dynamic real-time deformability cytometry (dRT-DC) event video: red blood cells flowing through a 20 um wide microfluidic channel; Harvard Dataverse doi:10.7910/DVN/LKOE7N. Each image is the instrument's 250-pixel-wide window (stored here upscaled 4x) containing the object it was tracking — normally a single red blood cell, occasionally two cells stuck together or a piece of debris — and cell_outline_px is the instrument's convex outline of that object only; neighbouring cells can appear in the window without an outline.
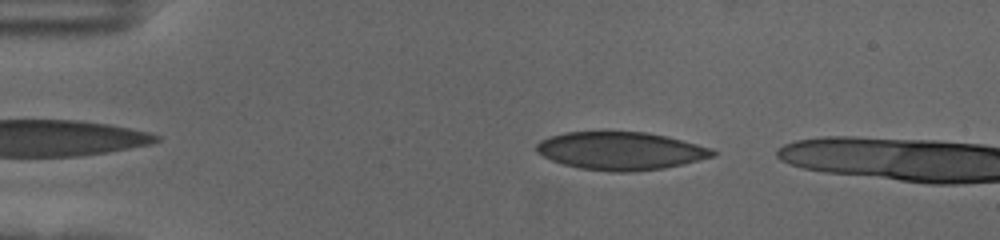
{"species": "human", "species_latin": "Homo sapiens", "temperature_condition": "cold", "stored_images_in_passage": 47, "camera_frame_rate_fps": 3000, "um_per_image_px": 0.085, "donor": {"sex": "female"}, "frame": {"image": 1, "passage_image": 5, "time_ms": 1.333, "image_size_px": [1000, 240], "cell_outline_px": [[720, 152], [716, 156], [684, 164], [664, 168], [632, 172], [612, 172], [580, 168], [564, 164], [552, 160], [536, 152], [536, 144], [540, 140], [548, 136], [564, 132], [644, 132], [664, 136], [712, 148]], "centroid_in_image_um": [52.77, 12.83], "position_along_channel_um": 32.2, "area_um2": 39.02}}
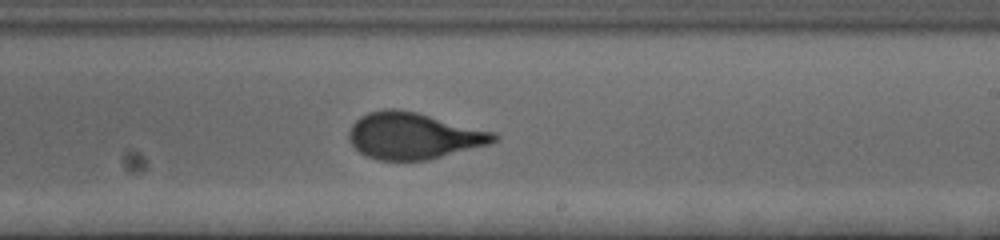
{"frame": {"image": 2, "passage_image": 28, "time_ms": 9.0, "image_size_px": [1000, 240], "cell_outline_px": [[500, 136], [492, 144], [428, 160], [380, 160], [368, 156], [360, 152], [348, 140], [348, 132], [352, 124], [360, 116], [368, 112], [384, 108], [396, 108], [416, 112], [496, 132]], "centroid_in_image_um": [35.17, 11.54], "position_along_channel_um": 253.8, "area_um2": 39.54}}
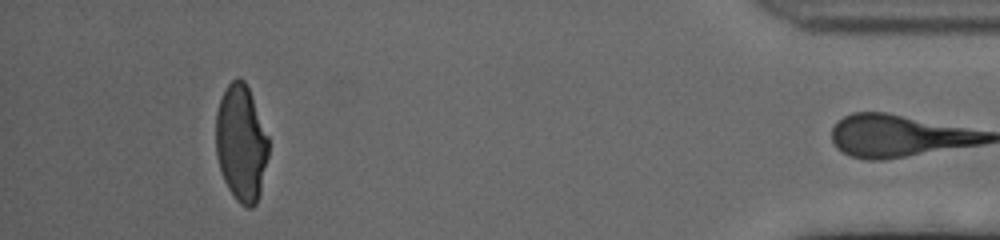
{"frame": {"image": 3, "passage_image": 46, "time_ms": 15.0, "image_size_px": [1000, 240], "cell_outline_px": [[268, 156], [260, 192], [256, 204], [252, 208], [248, 208], [240, 204], [236, 200], [228, 188], [224, 180], [216, 156], [216, 112], [220, 100], [228, 84], [236, 76], [240, 76], [244, 80], [248, 88], [268, 136]], "centroid_in_image_um": [20.49, 12.17], "position_along_channel_um": 414.7, "area_um2": 35.66}, "authors_computed_cell_mechanics": {"area_um2": 39.304, "velocity_mm_per_s": 3.6359, "shape_relaxation_time_tau1_ms": 4.5661, "shape_relaxation_time_tau2_ms": null, "deformation_change_tau1": 0.1694, "deformation_change_tau2": null}}